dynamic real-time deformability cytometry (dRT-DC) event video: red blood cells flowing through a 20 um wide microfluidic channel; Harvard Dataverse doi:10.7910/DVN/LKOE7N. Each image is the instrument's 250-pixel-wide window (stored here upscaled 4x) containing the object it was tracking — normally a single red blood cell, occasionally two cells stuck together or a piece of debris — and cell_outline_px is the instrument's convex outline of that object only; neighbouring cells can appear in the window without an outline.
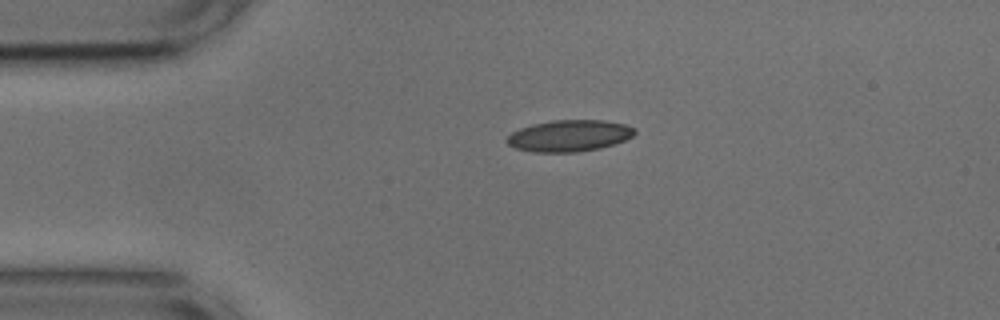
{"species": "common noctule bat (a hibernating species)", "species_latin": "Nyctalus noctula", "temperature_condition": "cold", "stored_images_in_passage": 8, "camera_frame_rate_fps": 3000, "um_per_image_px": 0.085, "animal": {"sex": "male", "body_mass_g": 17.9, "forearm_length_mm": 54.2}, "frame": {"image": 1, "passage_image": 1, "time_ms": 0.0, "image_size_px": [1000, 320], "cell_outline_px": [[636, 132], [632, 136], [624, 140], [600, 148], [576, 152], [532, 152], [516, 148], [508, 144], [504, 140], [512, 132], [520, 128], [532, 124], [552, 120], [604, 120], [624, 124], [636, 128]], "centroid_in_image_um": [48.37, 11.53], "position_along_channel_um": 36.6, "area_um2": 23.47}}
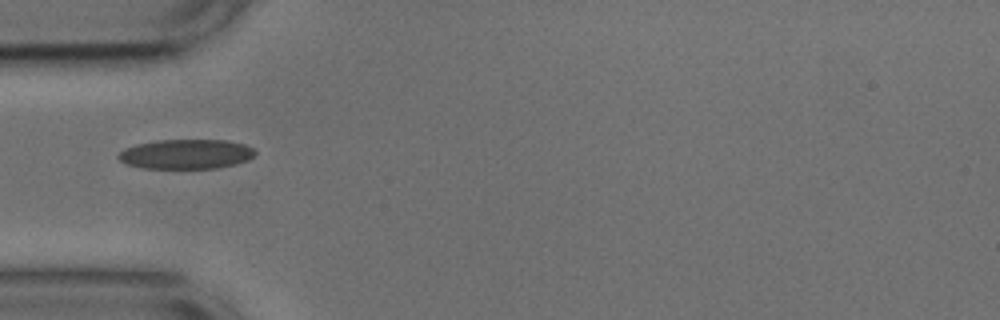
{"frame": {"image": 2, "passage_image": 6, "time_ms": 1.667, "image_size_px": [1000, 320], "cell_outline_px": [[256, 156], [248, 160], [236, 164], [216, 168], [144, 168], [124, 164], [116, 156], [124, 148], [136, 144], [156, 140], [228, 140], [244, 144], [252, 148], [256, 152]], "centroid_in_image_um": [15.81, 13.09], "position_along_channel_um": 69.2, "area_um2": 23.81}}